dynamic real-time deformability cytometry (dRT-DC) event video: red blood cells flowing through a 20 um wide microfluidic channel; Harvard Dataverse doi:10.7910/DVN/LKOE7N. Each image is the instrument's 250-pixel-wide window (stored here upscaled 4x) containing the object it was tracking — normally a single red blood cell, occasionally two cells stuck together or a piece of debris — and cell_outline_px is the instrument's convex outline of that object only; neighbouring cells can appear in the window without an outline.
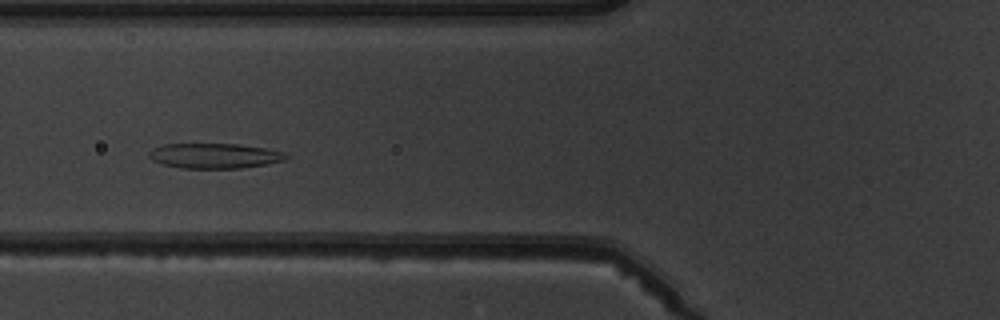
{"species": "common noctule bat (a hibernating species)", "species_latin": "Nyctalus noctula", "temperature_condition": "warm", "stored_images_in_passage": 6, "camera_frame_rate_fps": 3000, "um_per_image_px": 0.085, "animal": {"sex": "male", "body_mass_g": 19.5, "forearm_length_mm": 54.6}, "frame": {"image": 1, "passage_image": 3, "time_ms": 2.667, "image_size_px": [1000, 320], "cell_outline_px": [[288, 156], [284, 160], [268, 164], [240, 168], [180, 168], [164, 164], [152, 160], [148, 156], [148, 152], [152, 148], [164, 144], [240, 144], [264, 148], [284, 152]], "centroid_in_image_um": [18.21, 13.24], "position_along_channel_um": 107.6, "area_um2": 20.0}}
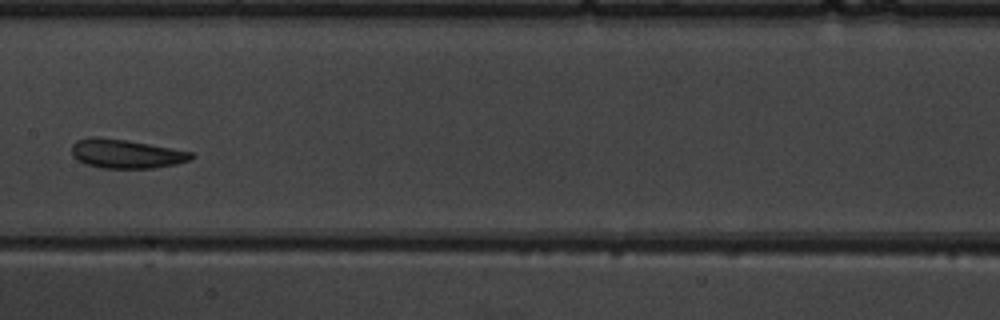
{"frame": {"image": 2, "passage_image": 5, "time_ms": 5.0, "image_size_px": [1000, 320], "cell_outline_px": [[196, 156], [192, 160], [176, 164], [152, 168], [100, 168], [88, 164], [72, 156], [72, 144], [76, 140], [88, 136], [96, 136], [124, 140], [148, 144], [192, 152]], "centroid_in_image_um": [10.71, 13.07], "position_along_channel_um": 196.7, "area_um2": 20.11}}
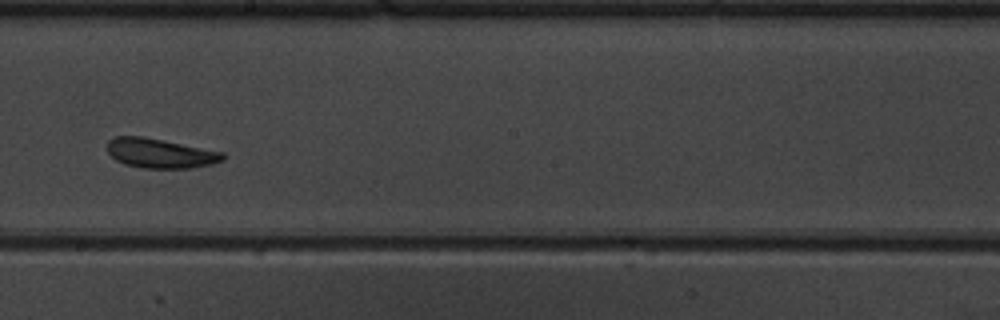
{"frame": {"image": 3, "passage_image": 6, "time_ms": 6.0, "image_size_px": [1000, 320], "cell_outline_px": [[224, 160], [212, 164], [192, 168], [144, 168], [124, 164], [116, 160], [108, 152], [108, 140], [116, 136], [144, 136], [224, 152]], "centroid_in_image_um": [13.63, 13.02], "position_along_channel_um": 234.6, "area_um2": 19.94}}